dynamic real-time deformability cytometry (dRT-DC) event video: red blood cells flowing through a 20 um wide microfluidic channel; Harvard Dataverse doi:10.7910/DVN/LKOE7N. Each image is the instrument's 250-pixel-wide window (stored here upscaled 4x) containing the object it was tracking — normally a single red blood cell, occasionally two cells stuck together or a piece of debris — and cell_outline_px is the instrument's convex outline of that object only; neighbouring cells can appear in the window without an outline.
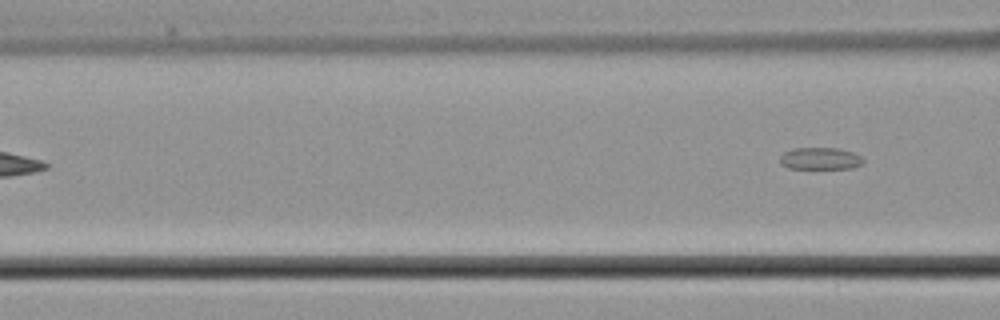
{"species": "common noctule bat (a hibernating species)", "species_latin": "Nyctalus noctula", "temperature_condition": "cold", "stored_images_in_passage": 5, "segment_of_instrument_passage": [2, 2], "camera_frame_rate_fps": 3000, "um_per_image_px": 0.085, "animal": {"sex": "male", "body_mass_g": 21.5, "forearm_length_mm": 52.0}, "frame": {"image": 1, "passage_image": 5, "time_ms": 5.333, "image_size_px": [1000, 320], "cell_outline_px": [[864, 164], [852, 168], [788, 168], [780, 164], [780, 156], [784, 152], [792, 148], [840, 148], [852, 152], [860, 156], [864, 160]], "centroid_in_image_um": [69.72, 13.47], "position_along_channel_um": 96.9, "area_um2": 10.75}}